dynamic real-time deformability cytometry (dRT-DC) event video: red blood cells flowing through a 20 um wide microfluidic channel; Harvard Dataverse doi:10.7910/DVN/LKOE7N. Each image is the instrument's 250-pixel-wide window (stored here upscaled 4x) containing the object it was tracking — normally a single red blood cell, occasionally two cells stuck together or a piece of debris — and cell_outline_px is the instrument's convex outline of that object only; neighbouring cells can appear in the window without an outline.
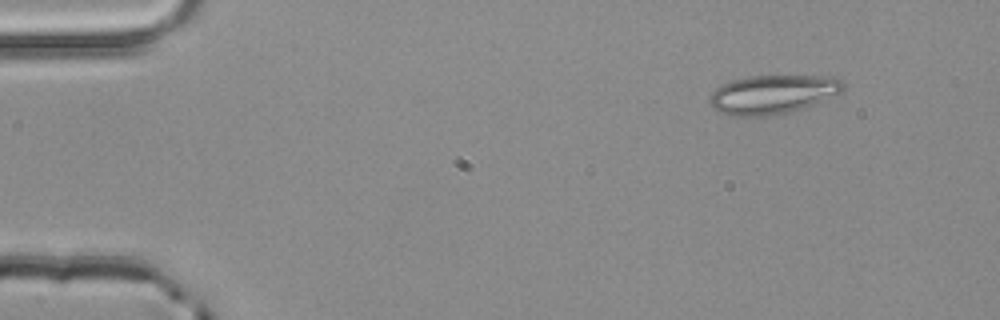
{"species": "common noctule bat (a hibernating species)", "species_latin": "Nyctalus noctula", "temperature_condition": "room temperature", "stored_images_in_passage": 2, "camera_frame_rate_fps": 3000, "um_per_image_px": 0.085, "animal": {"sex": "male", "body_mass_g": 20.4}, "frame": {"image": 1, "passage_image": 1, "time_ms": 0.0, "image_size_px": [1000, 320], "cell_outline_px": [[844, 88], [840, 92], [812, 104], [788, 112], [772, 116], [732, 116], [720, 112], [712, 108], [708, 100], [708, 96], [720, 84], [732, 80], [748, 76], [832, 76], [840, 80], [844, 84]], "centroid_in_image_um": [65.6, 8.02], "position_along_channel_um": 19.4, "area_um2": 30.17}}